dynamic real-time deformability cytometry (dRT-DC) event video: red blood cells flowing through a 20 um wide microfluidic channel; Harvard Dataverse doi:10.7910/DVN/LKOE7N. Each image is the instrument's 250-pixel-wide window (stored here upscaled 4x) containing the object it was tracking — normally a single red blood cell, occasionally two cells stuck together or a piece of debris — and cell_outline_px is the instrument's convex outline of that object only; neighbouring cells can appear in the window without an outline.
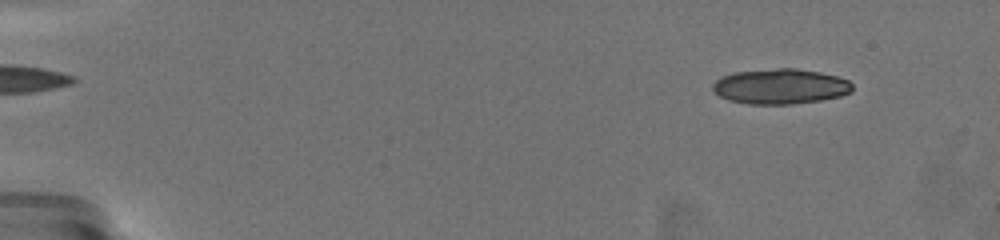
{"species": "common noctule bat (a hibernating species)", "species_latin": "Nyctalus noctula", "temperature_condition": "warm", "stored_images_in_passage": 31, "camera_frame_rate_fps": 3000, "um_per_image_px": 0.085, "animal": {"sex": "female", "body_mass_g": 19.5, "forearm_length_mm": 54.1}, "frame": {"image": 1, "passage_image": 3, "time_ms": 1.333, "image_size_px": [1000, 240], "cell_outline_px": [[852, 92], [840, 96], [820, 100], [792, 104], [748, 104], [728, 100], [720, 96], [712, 88], [712, 84], [716, 80], [724, 76], [736, 72], [780, 68], [796, 68], [820, 72], [836, 76], [848, 80], [852, 84]], "centroid_in_image_um": [66.34, 7.35], "position_along_channel_um": 18.7, "area_um2": 28.5}}
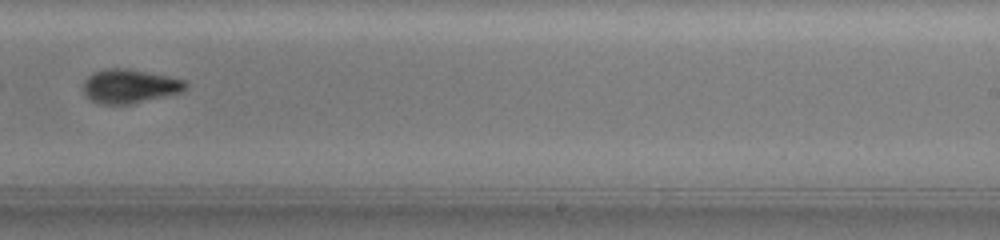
{"frame": {"image": 2, "passage_image": 23, "time_ms": 12.667, "image_size_px": [1000, 240], "cell_outline_px": [[188, 88], [180, 92], [132, 104], [100, 104], [84, 96], [84, 80], [92, 72], [104, 68], [128, 68], [184, 80], [188, 84]], "centroid_in_image_um": [10.98, 7.32], "position_along_channel_um": 278.0, "area_um2": 20.23}}
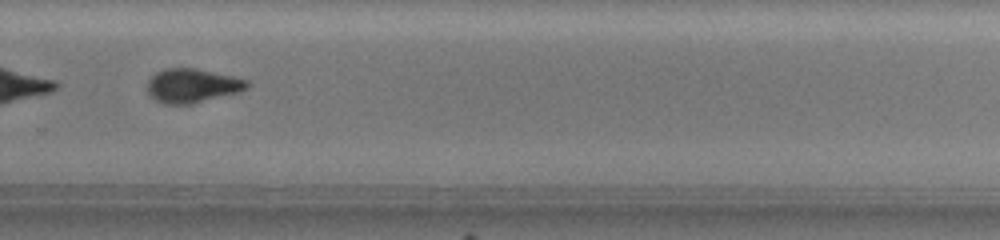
{"frame": {"image": 3, "passage_image": 25, "time_ms": 13.667, "image_size_px": [1000, 240], "cell_outline_px": [[248, 88], [240, 92], [192, 104], [164, 104], [148, 96], [148, 80], [156, 72], [164, 68], [196, 68], [232, 76], [248, 80]], "centroid_in_image_um": [16.33, 7.28], "position_along_channel_um": 313.5, "area_um2": 19.88}, "authors_computed_cell_mechanics": {"area_um2": 20.8658, "velocity_mm_per_s": 3.5567, "shape_relaxation_time_tau1_ms": 7.0786, "shape_relaxation_time_tau2_ms": 1.8543, "deformation_change_tau1": 0.199, "deformation_change_tau2": 0.0471}}